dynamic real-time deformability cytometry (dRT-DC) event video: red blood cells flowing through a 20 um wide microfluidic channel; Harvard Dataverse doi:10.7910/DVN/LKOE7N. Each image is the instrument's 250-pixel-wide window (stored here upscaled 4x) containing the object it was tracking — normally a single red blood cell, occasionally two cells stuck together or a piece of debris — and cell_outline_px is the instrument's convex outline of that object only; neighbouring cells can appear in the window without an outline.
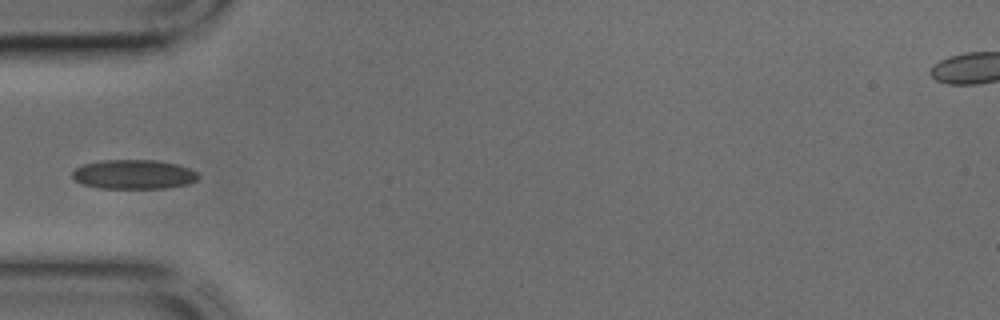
{"species": "common noctule bat (a hibernating species)", "species_latin": "Nyctalus noctula", "temperature_condition": "cold", "stored_images_in_passage": 31, "camera_frame_rate_fps": 3000, "um_per_image_px": 0.085, "animal": {"sex": "male", "body_mass_g": 17.9, "forearm_length_mm": 54.2}, "frame": {"image": 1, "passage_image": 1, "time_ms": 0.0, "image_size_px": [1000, 320], "cell_outline_px": [[200, 176], [196, 180], [188, 184], [168, 188], [100, 188], [84, 184], [76, 180], [72, 176], [72, 172], [76, 168], [84, 164], [100, 160], [156, 160], [176, 164], [188, 168], [196, 172]], "centroid_in_image_um": [11.38, 14.82], "position_along_channel_um": 73.6, "area_um2": 21.44}}
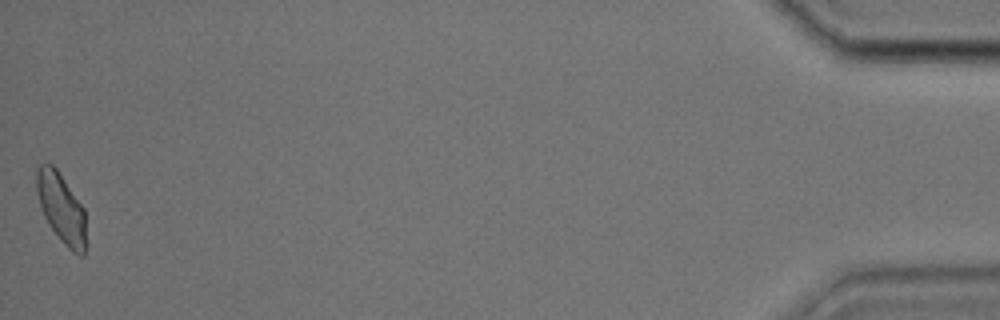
{"frame": {"image": 2, "passage_image": 31, "time_ms": 10.0, "image_size_px": [1000, 320], "cell_outline_px": [[84, 256], [80, 256], [72, 252], [60, 240], [48, 224], [44, 216], [40, 204], [36, 188], [36, 168], [40, 164], [52, 164], [56, 168], [84, 208]], "centroid_in_image_um": [5.18, 17.68], "position_along_channel_um": 430.0, "area_um2": 19.77}}